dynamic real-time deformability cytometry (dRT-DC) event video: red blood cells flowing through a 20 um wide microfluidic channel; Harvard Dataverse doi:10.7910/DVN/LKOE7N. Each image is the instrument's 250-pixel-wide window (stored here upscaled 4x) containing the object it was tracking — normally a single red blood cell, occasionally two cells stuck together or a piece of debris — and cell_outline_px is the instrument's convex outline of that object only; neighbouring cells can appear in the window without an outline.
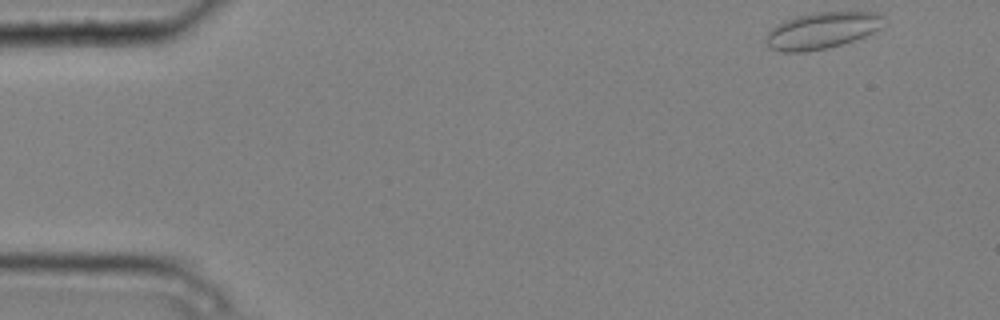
{"species": "common noctule bat (a hibernating species)", "species_latin": "Nyctalus noctula", "temperature_condition": "cold", "stored_images_in_passage": 4, "camera_frame_rate_fps": 3000, "um_per_image_px": 0.085, "animal": {"sex": "male", "body_mass_g": 20.4}, "frame": {"image": 1, "passage_image": 1, "time_ms": 0.0, "image_size_px": [1000, 320], "cell_outline_px": [[884, 16], [880, 28], [864, 36], [828, 48], [804, 52], [784, 52], [768, 48], [764, 40], [764, 36], [776, 24], [784, 20], [796, 16], [812, 12], [880, 12]], "centroid_in_image_um": [69.8, 2.59], "position_along_channel_um": 15.2, "area_um2": 25.14}}